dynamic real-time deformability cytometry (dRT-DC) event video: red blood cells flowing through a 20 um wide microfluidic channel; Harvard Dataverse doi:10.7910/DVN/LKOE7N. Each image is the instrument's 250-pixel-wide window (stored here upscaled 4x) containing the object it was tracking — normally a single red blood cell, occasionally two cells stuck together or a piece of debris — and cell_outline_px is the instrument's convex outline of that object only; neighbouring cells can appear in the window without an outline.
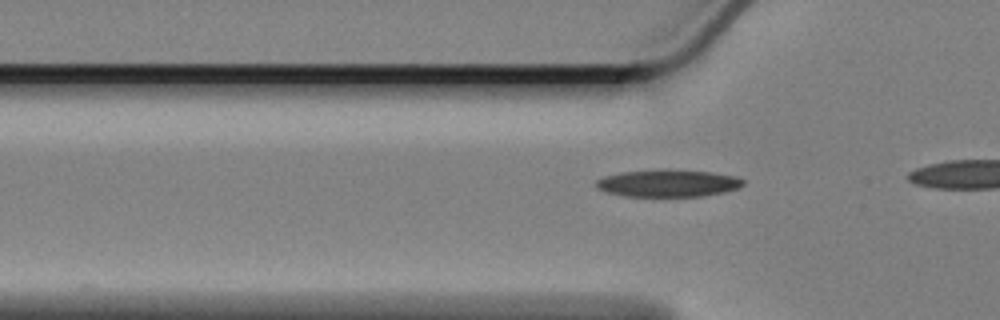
{"species": "Egyptian fruit bat (a non-hibernating species)", "species_latin": "Rousettus aegyptiacus", "temperature_condition": "cold", "stored_images_in_passage": 12, "camera_frame_rate_fps": 3000, "um_per_image_px": 0.085, "animal": {"sex": "female"}, "frame": {"image": 1, "passage_image": 9, "time_ms": 2.667, "image_size_px": [1000, 320], "cell_outline_px": [[744, 184], [736, 188], [724, 192], [700, 196], [628, 196], [608, 192], [596, 188], [596, 180], [604, 176], [620, 172], [660, 168], [668, 168], [712, 172], [736, 176], [744, 180]], "centroid_in_image_um": [56.77, 15.54], "position_along_channel_um": 69.0, "area_um2": 23.58}}